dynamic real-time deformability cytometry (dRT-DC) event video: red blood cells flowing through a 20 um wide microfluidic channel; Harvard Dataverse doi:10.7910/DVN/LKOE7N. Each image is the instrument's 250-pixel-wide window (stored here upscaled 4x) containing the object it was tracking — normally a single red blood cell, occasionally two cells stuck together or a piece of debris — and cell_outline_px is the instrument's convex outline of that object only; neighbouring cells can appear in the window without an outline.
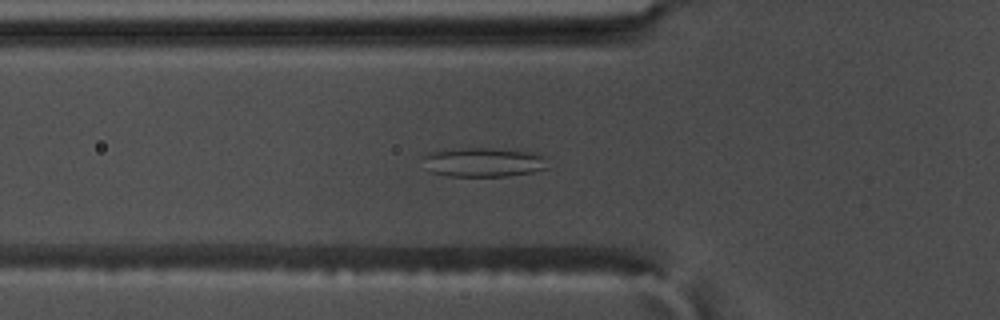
{"species": "common noctule bat (a hibernating species)", "species_latin": "Nyctalus noctula", "temperature_condition": "warm", "stored_images_in_passage": 59, "camera_frame_rate_fps": 3000, "um_per_image_px": 0.085, "animal": {"sex": "male", "body_mass_g": 17.5, "forearm_length_mm": 52.3}, "frame": {"image": 1, "passage_image": 21, "time_ms": 6.667, "image_size_px": [1000, 320], "cell_outline_px": [[548, 168], [532, 172], [508, 176], [448, 176], [432, 172], [420, 156], [432, 152], [460, 148], [528, 148], [540, 152], [544, 156]], "centroid_in_image_um": [41.23, 13.75], "position_along_channel_um": 84.6, "area_um2": 21.91}}
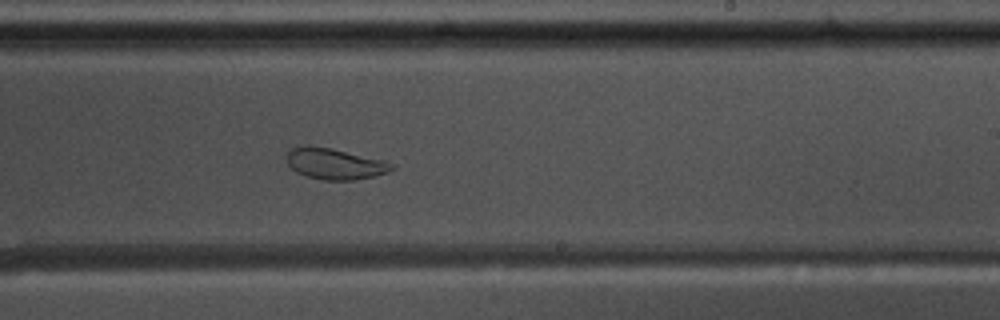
{"frame": {"image": 2, "passage_image": 36, "time_ms": 11.667, "image_size_px": [1000, 320], "cell_outline_px": [[396, 168], [388, 172], [376, 176], [356, 180], [324, 180], [308, 176], [296, 172], [288, 164], [284, 156], [292, 148], [332, 148], [384, 160], [396, 164]], "centroid_in_image_um": [28.54, 13.96], "position_along_channel_um": 260.5, "area_um2": 18.79}}
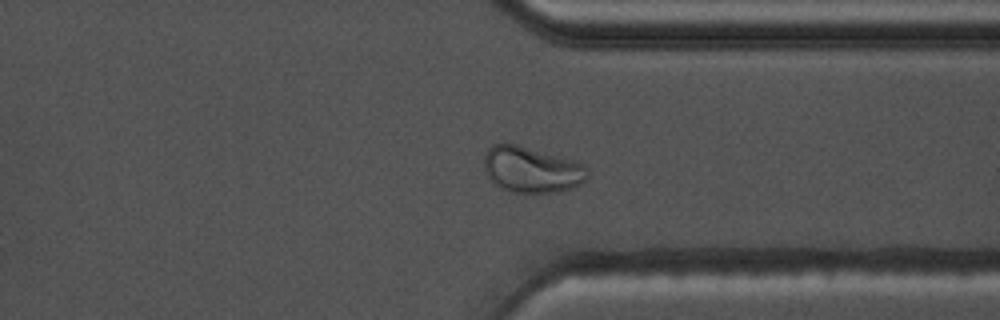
{"frame": {"image": 3, "passage_image": 45, "time_ms": 14.667, "image_size_px": [1000, 320], "cell_outline_px": [[588, 176], [580, 184], [572, 188], [552, 192], [508, 192], [500, 188], [488, 176], [484, 168], [484, 156], [488, 148], [492, 144], [516, 144], [576, 160], [584, 164], [588, 168]], "centroid_in_image_um": [45.2, 14.41], "position_along_channel_um": 366.2, "area_um2": 27.74}, "authors_computed_cell_mechanics": {"area_um2": 26.299, "velocity_mm_per_s": 3.5188, "shape_relaxation_time_tau1_ms": null, "shape_relaxation_time_tau2_ms": 1.2058, "deformation_change_tau1": null, "deformation_change_tau2": 0.0689}}